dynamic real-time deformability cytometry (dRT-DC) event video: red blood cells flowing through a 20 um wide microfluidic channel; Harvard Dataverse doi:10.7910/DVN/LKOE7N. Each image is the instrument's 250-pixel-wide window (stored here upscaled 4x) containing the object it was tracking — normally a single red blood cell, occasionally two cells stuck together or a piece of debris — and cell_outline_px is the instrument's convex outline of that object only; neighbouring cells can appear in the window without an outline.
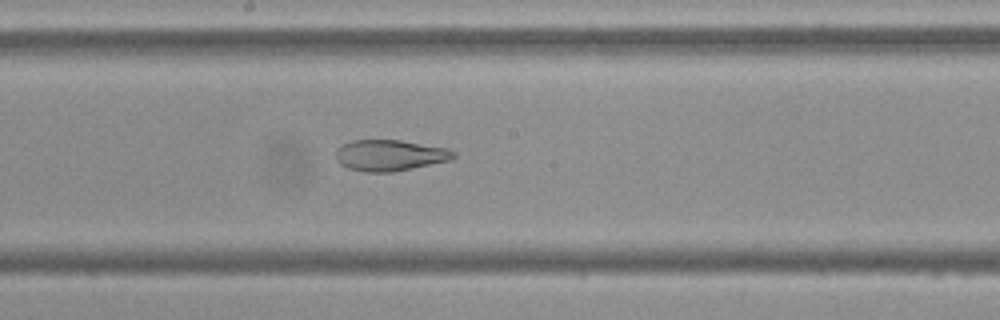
{"species": "Egyptian fruit bat (a non-hibernating species)", "species_latin": "Rousettus aegyptiacus", "temperature_condition": "cold", "stored_images_in_passage": 54, "camera_frame_rate_fps": 3000, "um_per_image_px": 0.085, "frame": {"image": 1, "passage_image": 29, "time_ms": 9.333, "image_size_px": [1000, 320], "cell_outline_px": [[456, 156], [452, 160], [392, 172], [364, 172], [348, 168], [340, 164], [336, 160], [336, 152], [344, 144], [352, 140], [400, 140], [448, 148], [456, 152]], "centroid_in_image_um": [33.17, 13.2], "position_along_channel_um": 215.0, "area_um2": 21.33}}
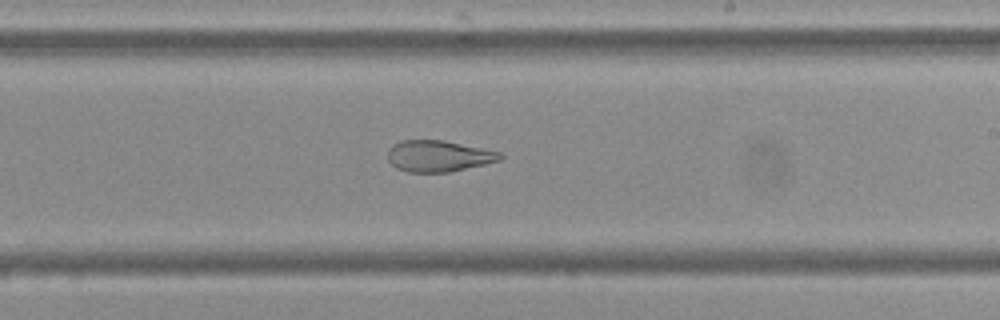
{"frame": {"image": 2, "passage_image": 32, "time_ms": 10.333, "image_size_px": [1000, 320], "cell_outline_px": [[504, 156], [500, 160], [484, 164], [448, 172], [408, 172], [396, 168], [388, 160], [388, 148], [392, 144], [400, 140], [444, 140], [500, 152]], "centroid_in_image_um": [37.23, 13.25], "position_along_channel_um": 251.8, "area_um2": 20.46}}
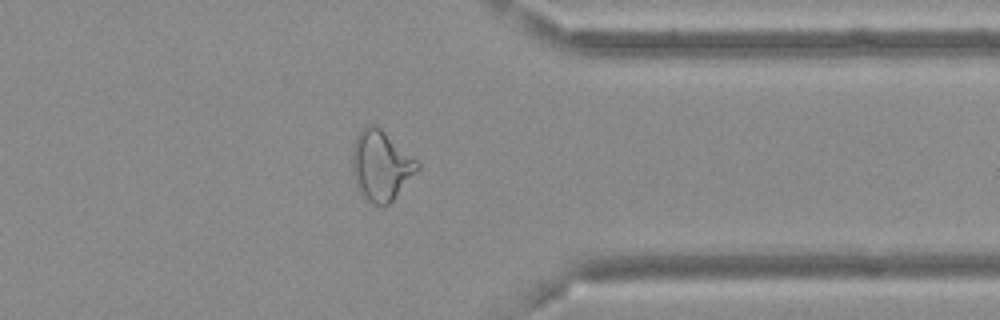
{"frame": {"image": 3, "passage_image": 43, "time_ms": 14.0, "image_size_px": [1000, 320], "cell_outline_px": [[420, 168], [392, 200], [384, 208], [368, 200], [360, 192], [352, 176], [352, 144], [360, 128], [368, 124], [376, 124], [416, 160], [420, 164]], "centroid_in_image_um": [32.34, 14.05], "position_along_channel_um": 379.1, "area_um2": 26.53}, "authors_computed_cell_mechanics": {"area_um2": 27.3394, "velocity_mm_per_s": 3.6702, "shape_relaxation_time_tau1_ms": null, "shape_relaxation_time_tau2_ms": 2.6666, "deformation_change_tau1": null, "deformation_change_tau2": 0.1089}}